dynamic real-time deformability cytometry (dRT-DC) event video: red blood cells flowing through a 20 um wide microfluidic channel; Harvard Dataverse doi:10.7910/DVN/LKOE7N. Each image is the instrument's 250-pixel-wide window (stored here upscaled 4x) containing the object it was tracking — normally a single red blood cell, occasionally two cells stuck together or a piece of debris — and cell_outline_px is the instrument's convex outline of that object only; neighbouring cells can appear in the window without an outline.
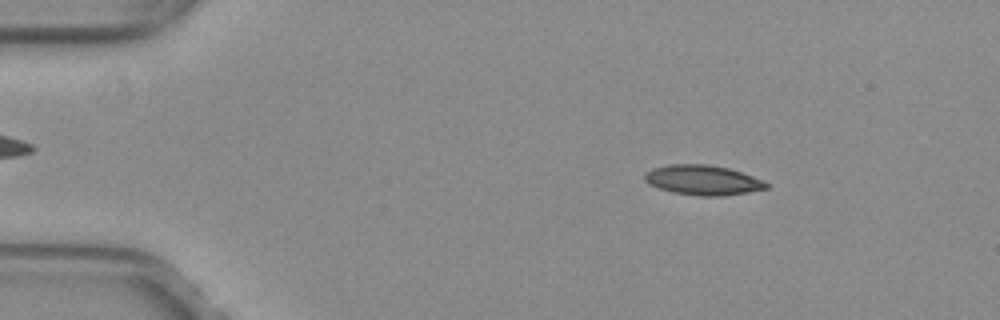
{"species": "common noctule bat (a hibernating species)", "species_latin": "Nyctalus noctula", "temperature_condition": "warm", "stored_images_in_passage": 52, "camera_frame_rate_fps": 3000, "um_per_image_px": 0.085, "animal": {"sex": "female", "body_mass_g": 29.2, "forearm_length_mm": 56.3}, "frame": {"image": 1, "passage_image": 8, "time_ms": 2.333, "image_size_px": [1000, 320], "cell_outline_px": [[768, 188], [748, 192], [724, 196], [700, 196], [672, 192], [648, 184], [644, 180], [644, 172], [652, 168], [668, 164], [708, 164], [728, 168], [752, 176], [768, 184]], "centroid_in_image_um": [59.68, 15.3], "position_along_channel_um": 25.3, "area_um2": 21.15}}
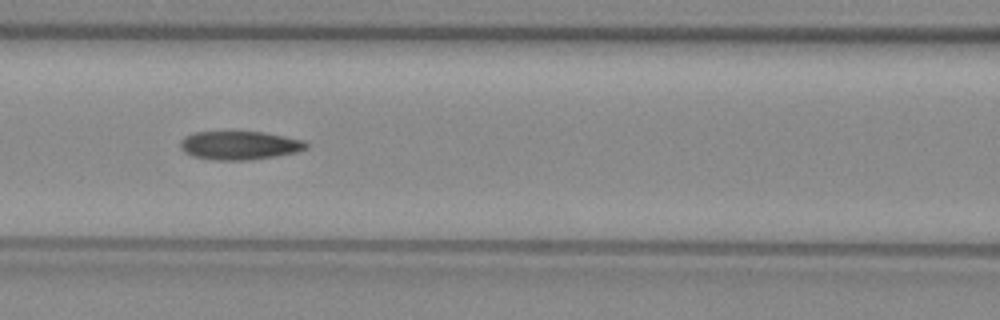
{"frame": {"image": 2, "passage_image": 23, "time_ms": 7.333, "image_size_px": [1000, 320], "cell_outline_px": [[308, 148], [296, 152], [276, 156], [248, 160], [216, 160], [192, 156], [184, 152], [180, 148], [180, 140], [184, 136], [196, 132], [264, 132], [304, 140], [308, 144]], "centroid_in_image_um": [20.35, 12.36], "position_along_channel_um": 146.2, "area_um2": 20.98}}
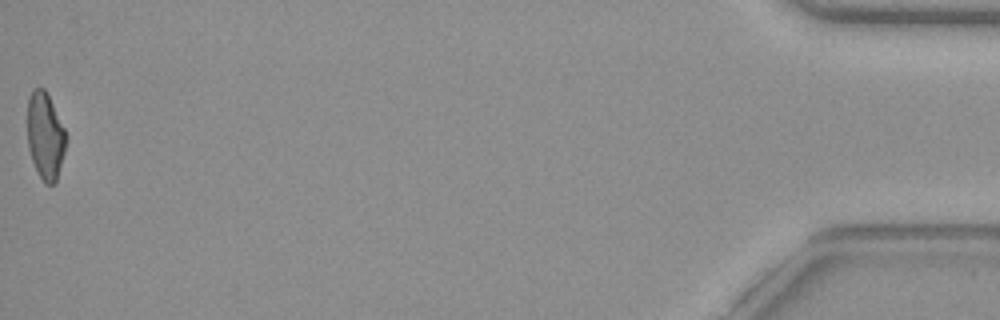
{"frame": {"image": 3, "passage_image": 52, "time_ms": 17.0, "image_size_px": [1000, 320], "cell_outline_px": [[64, 152], [56, 184], [44, 184], [32, 160], [28, 148], [28, 100], [32, 88], [44, 88], [64, 128]], "centroid_in_image_um": [3.82, 11.57], "position_along_channel_um": 431.4, "area_um2": 19.07}, "authors_computed_cell_mechanics": {"area_um2": 20.9525, "velocity_mm_per_s": 4.0041, "shape_relaxation_time_tau1_ms": null, "shape_relaxation_time_tau2_ms": 2.919, "deformation_change_tau1": null, "deformation_change_tau2": 0.1125}}